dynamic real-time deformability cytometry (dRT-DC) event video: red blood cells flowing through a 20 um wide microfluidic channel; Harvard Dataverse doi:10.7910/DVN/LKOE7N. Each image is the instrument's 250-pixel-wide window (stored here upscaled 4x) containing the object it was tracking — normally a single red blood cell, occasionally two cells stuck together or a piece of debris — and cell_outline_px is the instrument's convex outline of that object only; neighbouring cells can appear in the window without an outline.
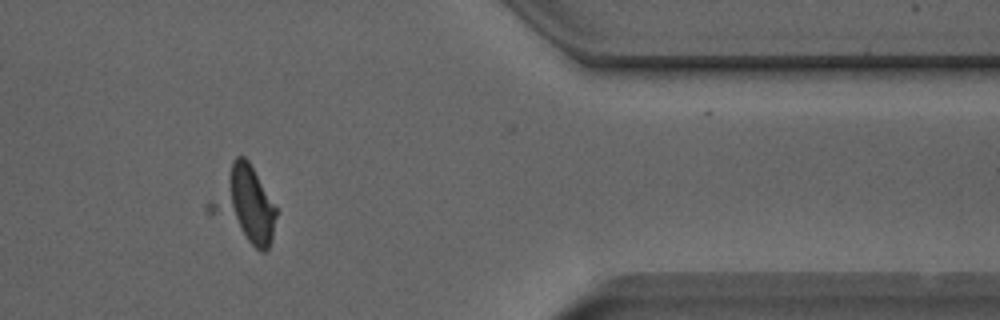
{"species": "Egyptian fruit bat (a non-hibernating species)", "species_latin": "Rousettus aegyptiacus", "temperature_condition": "room temperature", "stored_images_in_passage": 52, "camera_frame_rate_fps": 3000, "um_per_image_px": 0.085, "animal": {"sex": "male"}, "frame": {"image": 1, "passage_image": 42, "time_ms": 13.667, "image_size_px": [1000, 320], "cell_outline_px": [[276, 216], [272, 240], [268, 248], [264, 252], [260, 252], [204, 212], [204, 204], [232, 160], [236, 156], [244, 156], [248, 160], [276, 208]], "centroid_in_image_um": [20.68, 17.42], "position_along_channel_um": 390.7, "area_um2": 29.82}}
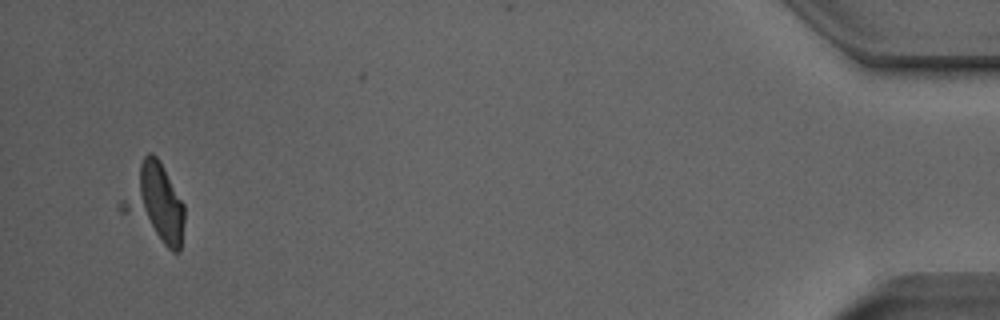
{"frame": {"image": 2, "passage_image": 49, "time_ms": 16.0, "image_size_px": [1000, 320], "cell_outline_px": [[184, 220], [180, 252], [172, 252], [120, 212], [116, 208], [116, 204], [144, 156], [148, 152], [152, 152], [156, 156], [184, 204]], "centroid_in_image_um": [13.1, 17.31], "position_along_channel_um": 422.1, "area_um2": 28.5}}